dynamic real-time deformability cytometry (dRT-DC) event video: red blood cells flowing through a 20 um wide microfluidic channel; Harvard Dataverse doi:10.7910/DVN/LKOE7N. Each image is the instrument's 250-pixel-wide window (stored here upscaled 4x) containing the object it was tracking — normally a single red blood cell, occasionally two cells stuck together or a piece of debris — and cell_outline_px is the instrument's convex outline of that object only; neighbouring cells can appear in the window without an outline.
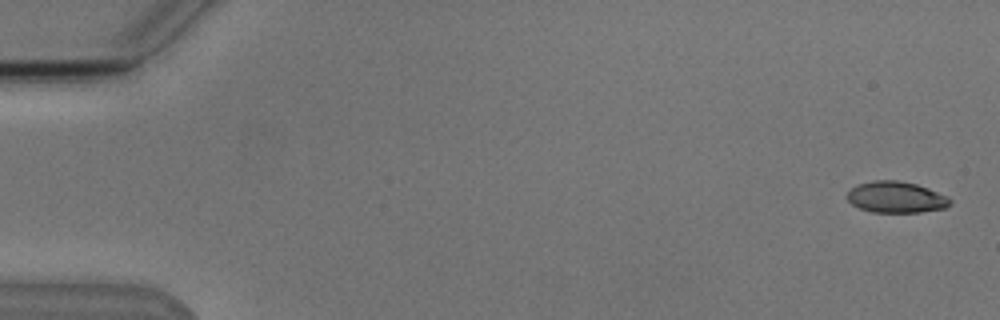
{"species": "Egyptian fruit bat (a non-hibernating species)", "species_latin": "Rousettus aegyptiacus", "temperature_condition": "cold", "stored_images_in_passage": 5, "camera_frame_rate_fps": 3000, "um_per_image_px": 0.085, "animal": {"sex": "male"}, "frame": {"image": 1, "passage_image": 1, "time_ms": 0.0, "image_size_px": [1000, 320], "cell_outline_px": [[952, 200], [944, 208], [920, 212], [872, 212], [860, 208], [852, 204], [848, 200], [848, 192], [856, 184], [872, 180], [896, 180], [916, 184], [928, 188], [948, 196]], "centroid_in_image_um": [76.16, 16.75], "position_along_channel_um": 8.8, "area_um2": 18.67}}
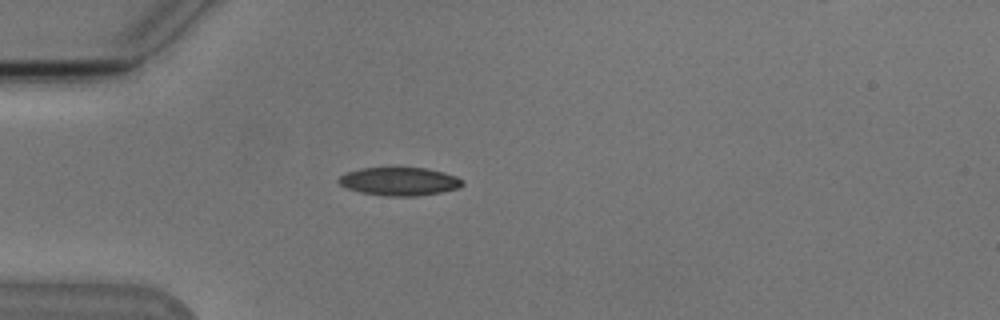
{"frame": {"image": 2, "passage_image": 4, "time_ms": 4.667, "image_size_px": [1000, 320], "cell_outline_px": [[464, 184], [460, 188], [440, 192], [416, 196], [384, 196], [360, 192], [348, 188], [340, 184], [336, 180], [340, 176], [348, 172], [360, 168], [392, 164], [428, 168], [444, 172], [456, 176], [464, 180]], "centroid_in_image_um": [33.96, 15.36], "position_along_channel_um": 51.0, "area_um2": 21.39}}